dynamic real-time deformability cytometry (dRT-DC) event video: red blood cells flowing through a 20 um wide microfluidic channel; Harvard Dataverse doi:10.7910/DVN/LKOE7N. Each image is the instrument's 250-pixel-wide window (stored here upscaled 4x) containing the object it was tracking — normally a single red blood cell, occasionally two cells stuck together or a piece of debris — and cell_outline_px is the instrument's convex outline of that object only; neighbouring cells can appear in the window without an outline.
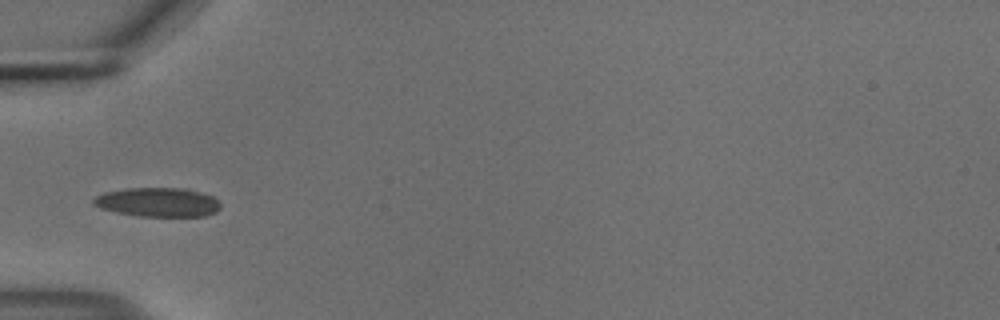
{"species": "common noctule bat (a hibernating species)", "species_latin": "Nyctalus noctula", "temperature_condition": "cold", "stored_images_in_passage": 31, "camera_frame_rate_fps": 3000, "um_per_image_px": 0.085, "animal": {"sex": "male", "body_mass_g": 18.8}, "frame": {"image": 1, "passage_image": 1, "time_ms": 0.0, "image_size_px": [1000, 320], "cell_outline_px": [[220, 208], [216, 212], [204, 216], [140, 216], [116, 212], [100, 208], [92, 204], [92, 200], [96, 196], [104, 192], [124, 188], [188, 188], [212, 196], [220, 204]], "centroid_in_image_um": [13.4, 17.18], "position_along_channel_um": 71.6, "area_um2": 21.62}}
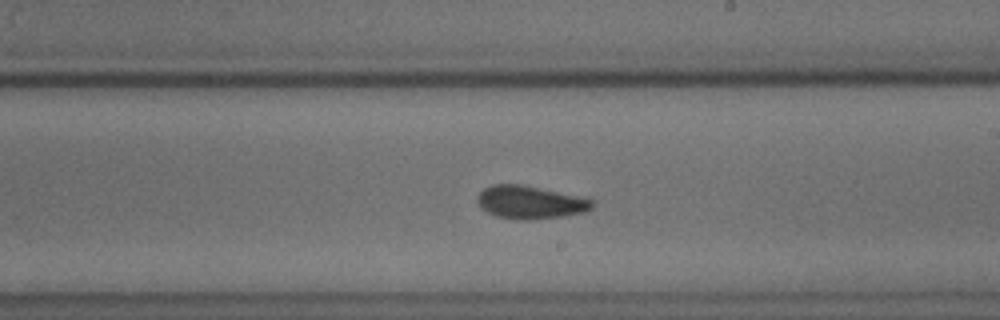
{"frame": {"image": 2, "passage_image": 15, "time_ms": 4.667, "image_size_px": [1000, 320], "cell_outline_px": [[592, 208], [584, 212], [560, 216], [520, 220], [516, 220], [496, 216], [480, 208], [476, 200], [476, 196], [484, 188], [492, 184], [520, 184], [576, 196], [592, 200]], "centroid_in_image_um": [44.97, 17.19], "position_along_channel_um": 244.0, "area_um2": 21.68}}
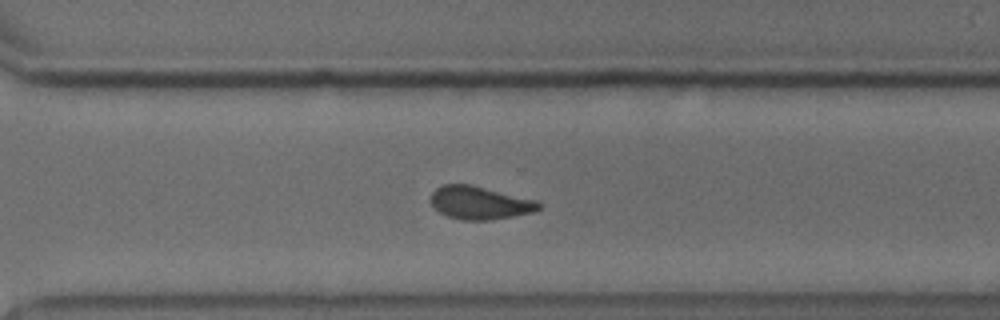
{"frame": {"image": 3, "passage_image": 22, "time_ms": 7.0, "image_size_px": [1000, 320], "cell_outline_px": [[540, 208], [536, 212], [492, 220], [464, 220], [448, 216], [440, 212], [432, 204], [432, 192], [440, 184], [472, 184], [540, 200]], "centroid_in_image_um": [40.85, 17.22], "position_along_channel_um": 329.7, "area_um2": 21.1}, "authors_computed_cell_mechanics": {"area_um2": 21.5016, "velocity_mm_per_s": 3.6918, "shape_relaxation_time_tau1_ms": null, "shape_relaxation_time_tau2_ms": 2.4422, "deformation_change_tau1": null, "deformation_change_tau2": 0.095}}